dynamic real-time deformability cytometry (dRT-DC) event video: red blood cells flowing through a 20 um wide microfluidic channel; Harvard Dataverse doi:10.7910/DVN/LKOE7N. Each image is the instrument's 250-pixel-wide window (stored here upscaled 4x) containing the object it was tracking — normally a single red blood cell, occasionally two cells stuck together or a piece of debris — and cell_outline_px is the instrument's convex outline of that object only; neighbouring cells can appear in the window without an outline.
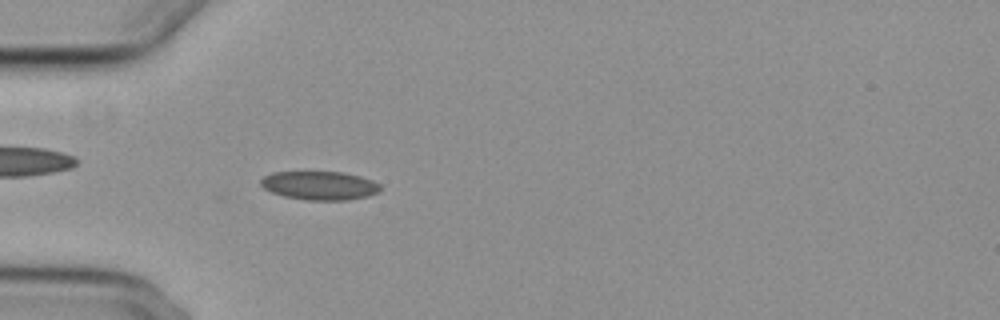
{"species": "common noctule bat (a hibernating species)", "species_latin": "Nyctalus noctula", "temperature_condition": "cold", "stored_images_in_passage": 47, "camera_frame_rate_fps": 3000, "um_per_image_px": 0.085, "animal": {"sex": "female", "body_mass_g": 29.2, "forearm_length_mm": 56.3}, "frame": {"image": 1, "passage_image": 9, "time_ms": 2.667, "image_size_px": [1000, 320], "cell_outline_px": [[380, 192], [368, 196], [348, 200], [304, 200], [284, 196], [272, 192], [264, 188], [260, 184], [260, 180], [264, 176], [272, 172], [344, 172], [360, 176], [372, 180], [380, 184]], "centroid_in_image_um": [27.18, 15.77], "position_along_channel_um": 57.8, "area_um2": 20.06}}
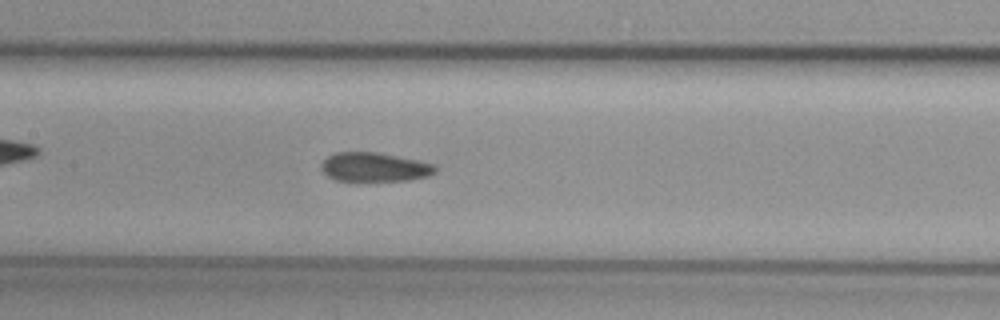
{"frame": {"image": 2, "passage_image": 19, "time_ms": 6.0, "image_size_px": [1000, 320], "cell_outline_px": [[436, 172], [428, 176], [408, 180], [356, 184], [336, 180], [328, 176], [320, 168], [320, 164], [328, 156], [336, 152], [376, 152], [416, 160], [432, 164], [436, 168]], "centroid_in_image_um": [31.76, 14.26], "position_along_channel_um": 175.6, "area_um2": 20.0}}
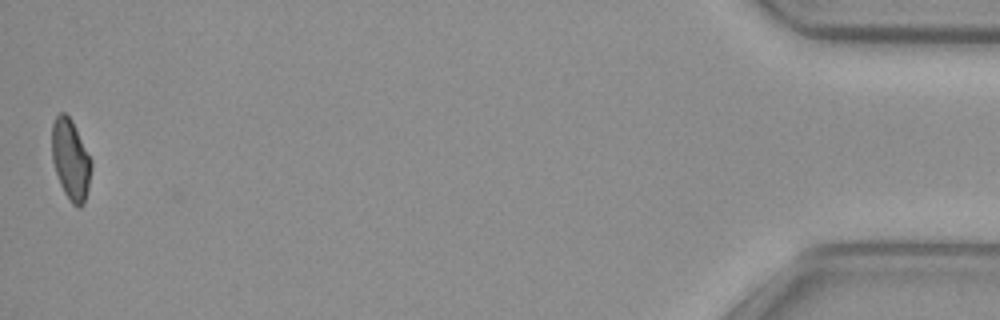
{"frame": {"image": 3, "passage_image": 47, "time_ms": 15.333, "image_size_px": [1000, 320], "cell_outline_px": [[92, 168], [88, 188], [84, 204], [80, 208], [76, 208], [72, 204], [64, 192], [60, 184], [52, 160], [52, 124], [56, 116], [60, 112], [64, 112], [72, 120], [92, 160]], "centroid_in_image_um": [6.01, 13.58], "position_along_channel_um": 429.2, "area_um2": 18.61}, "authors_computed_cell_mechanics": {"area_um2": 19.8254, "velocity_mm_per_s": 3.7254, "shape_relaxation_time_tau1_ms": null, "shape_relaxation_time_tau2_ms": 5.5242, "deformation_change_tau1": null, "deformation_change_tau2": 0.1091}}